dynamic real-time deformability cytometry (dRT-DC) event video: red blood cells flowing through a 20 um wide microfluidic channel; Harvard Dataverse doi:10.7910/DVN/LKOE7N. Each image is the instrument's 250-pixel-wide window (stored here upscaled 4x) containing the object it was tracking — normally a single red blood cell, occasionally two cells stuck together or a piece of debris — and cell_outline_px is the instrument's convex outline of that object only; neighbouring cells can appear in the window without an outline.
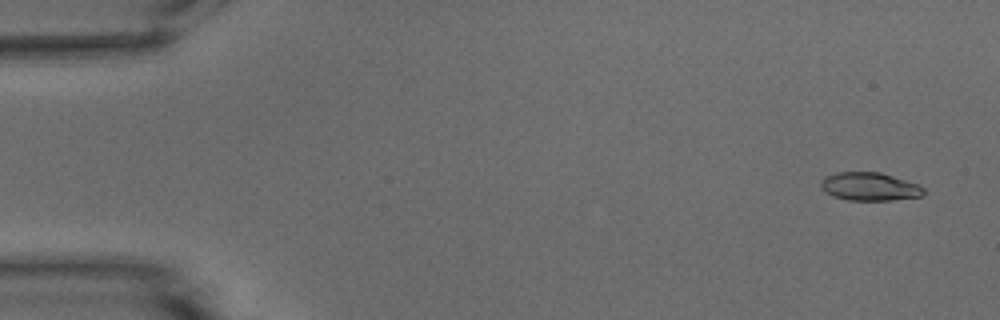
{"species": "common noctule bat (a hibernating species)", "species_latin": "Nyctalus noctula", "temperature_condition": "warm", "stored_images_in_passage": 52, "camera_frame_rate_fps": 3000, "um_per_image_px": 0.085, "animal": {"sex": "male", "body_mass_g": 15.6}, "frame": {"image": 1, "passage_image": 3, "time_ms": 0.667, "image_size_px": [1000, 320], "cell_outline_px": [[924, 196], [892, 200], [848, 200], [832, 196], [824, 192], [820, 188], [820, 180], [824, 176], [836, 172], [880, 172], [920, 184], [924, 188]], "centroid_in_image_um": [73.9, 15.85], "position_along_channel_um": 11.1, "area_um2": 17.22}}
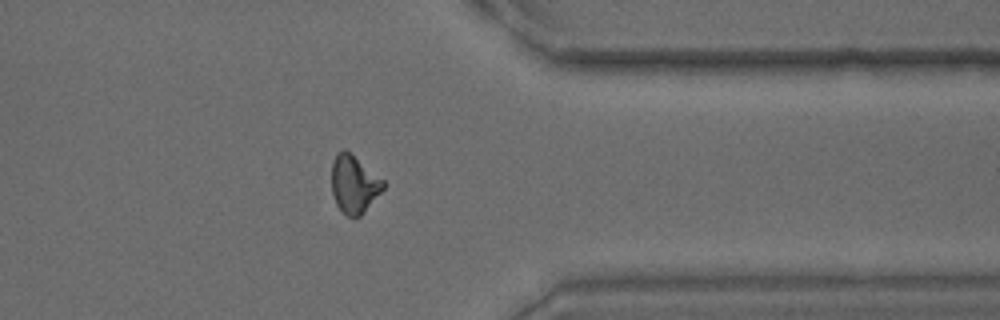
{"frame": {"image": 2, "passage_image": 43, "time_ms": 14.0, "image_size_px": [1000, 320], "cell_outline_px": [[384, 188], [360, 216], [348, 216], [336, 204], [332, 192], [332, 160], [336, 152], [344, 148], [384, 180]], "centroid_in_image_um": [30.07, 15.62], "position_along_channel_um": 381.3, "area_um2": 17.11}}
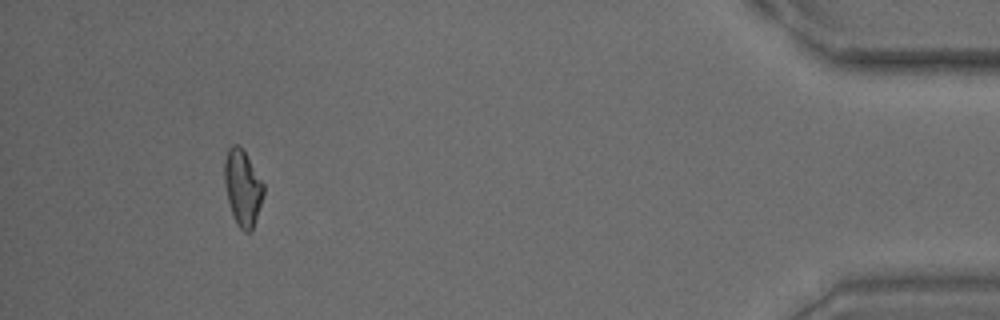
{"frame": {"image": 3, "passage_image": 50, "time_ms": 16.333, "image_size_px": [1000, 320], "cell_outline_px": [[264, 196], [252, 232], [244, 232], [236, 224], [228, 200], [224, 184], [224, 160], [228, 148], [232, 144], [240, 144], [244, 148], [264, 184]], "centroid_in_image_um": [20.63, 15.92], "position_along_channel_um": 414.6, "area_um2": 17.74}, "authors_computed_cell_mechanics": {"area_um2": 17.2533, "velocity_mm_per_s": 3.7996, "shape_relaxation_time_tau1_ms": 10.605, "shape_relaxation_time_tau2_ms": 4.1773, "deformation_change_tau1": 0.2527, "deformation_change_tau2": 0.1194}}